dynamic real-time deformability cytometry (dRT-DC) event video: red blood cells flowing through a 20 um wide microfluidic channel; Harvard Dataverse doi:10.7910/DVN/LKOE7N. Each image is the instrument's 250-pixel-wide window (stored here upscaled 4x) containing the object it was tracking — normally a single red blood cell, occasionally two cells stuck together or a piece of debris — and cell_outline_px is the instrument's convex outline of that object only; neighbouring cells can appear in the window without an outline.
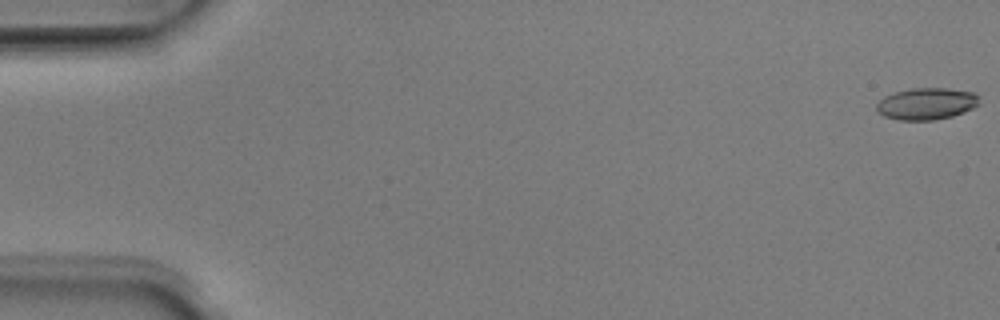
{"species": "Egyptian fruit bat (a non-hibernating species)", "species_latin": "Rousettus aegyptiacus", "temperature_condition": "room temperature", "stored_images_in_passage": 51, "camera_frame_rate_fps": 3000, "um_per_image_px": 0.085, "animal": {"sex": "male"}, "frame": {"image": 1, "passage_image": 1, "time_ms": 0.0, "image_size_px": [1000, 320], "cell_outline_px": [[980, 104], [964, 112], [952, 116], [932, 120], [896, 120], [884, 116], [876, 108], [876, 104], [884, 96], [896, 92], [912, 88], [948, 88], [976, 92], [980, 96]], "centroid_in_image_um": [78.8, 8.81], "position_along_channel_um": 6.2, "area_um2": 19.19}}
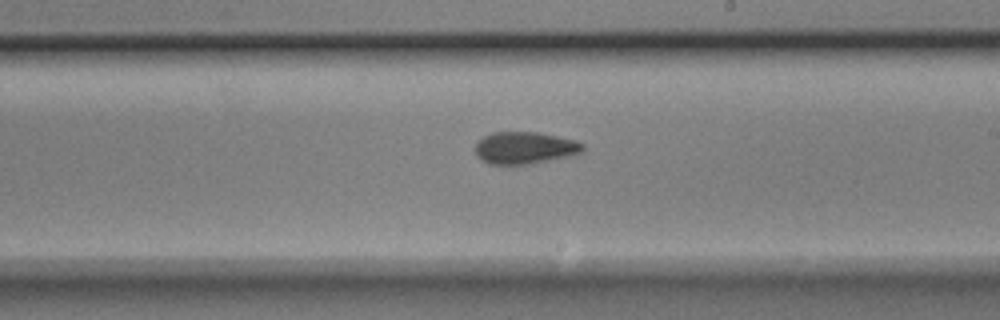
{"frame": {"image": 2, "passage_image": 30, "time_ms": 9.667, "image_size_px": [1000, 320], "cell_outline_px": [[584, 148], [580, 152], [572, 156], [532, 164], [488, 164], [480, 160], [476, 156], [476, 140], [492, 132], [536, 132], [576, 140], [584, 144]], "centroid_in_image_um": [44.59, 12.57], "position_along_channel_um": 244.4, "area_um2": 20.35}}
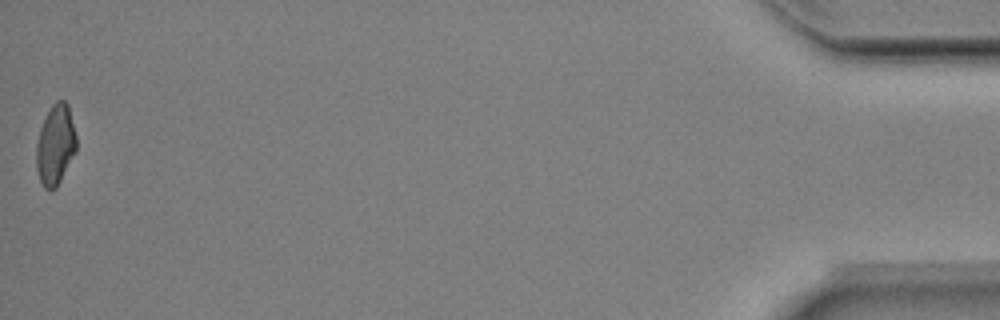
{"frame": {"image": 3, "passage_image": 51, "time_ms": 16.667, "image_size_px": [1000, 320], "cell_outline_px": [[76, 152], [56, 188], [48, 192], [44, 188], [40, 180], [36, 168], [36, 144], [40, 128], [52, 104], [56, 100], [64, 100], [68, 104], [76, 136]], "centroid_in_image_um": [4.71, 12.34], "position_along_channel_um": 430.5, "area_um2": 18.79}, "authors_computed_cell_mechanics": {"area_um2": 19.4208, "velocity_mm_per_s": 4.0224, "shape_relaxation_time_tau1_ms": 3.8787, "shape_relaxation_time_tau2_ms": 1.9346, "deformation_change_tau1": 0.1585, "deformation_change_tau2": 0.0873}}